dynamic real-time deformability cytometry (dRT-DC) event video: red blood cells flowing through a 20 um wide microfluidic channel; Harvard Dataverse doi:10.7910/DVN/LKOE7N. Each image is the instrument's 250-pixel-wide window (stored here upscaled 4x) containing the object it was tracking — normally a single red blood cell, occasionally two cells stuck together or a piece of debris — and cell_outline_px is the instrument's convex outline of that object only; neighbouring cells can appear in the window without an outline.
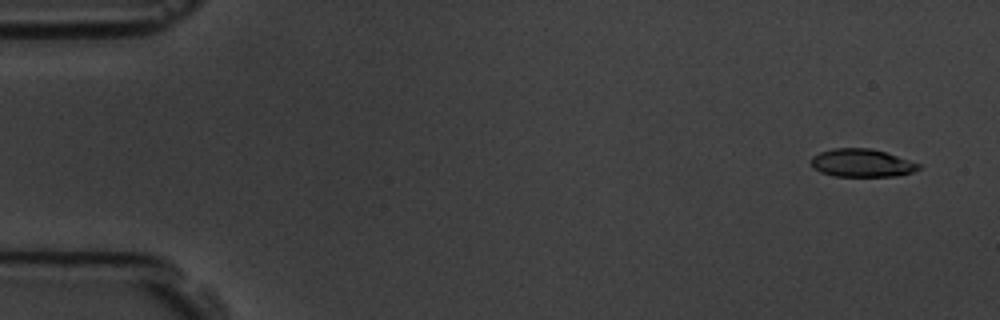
{"species": "common noctule bat (a hibernating species)", "species_latin": "Nyctalus noctula", "temperature_condition": "room temperature", "stored_images_in_passage": 4, "segment_of_instrument_passage": [1, 2], "camera_frame_rate_fps": 3000, "um_per_image_px": 0.085, "animal": {"sex": "male", "body_mass_g": 19.5, "forearm_length_mm": 54.6}, "frame": {"image": 1, "passage_image": 1, "time_ms": 0.0, "image_size_px": [1000, 320], "cell_outline_px": [[920, 168], [912, 172], [896, 176], [832, 176], [820, 172], [812, 168], [808, 160], [812, 156], [820, 152], [832, 148], [872, 148], [920, 164]], "centroid_in_image_um": [73.16, 13.85], "position_along_channel_um": 11.8, "area_um2": 17.63}}